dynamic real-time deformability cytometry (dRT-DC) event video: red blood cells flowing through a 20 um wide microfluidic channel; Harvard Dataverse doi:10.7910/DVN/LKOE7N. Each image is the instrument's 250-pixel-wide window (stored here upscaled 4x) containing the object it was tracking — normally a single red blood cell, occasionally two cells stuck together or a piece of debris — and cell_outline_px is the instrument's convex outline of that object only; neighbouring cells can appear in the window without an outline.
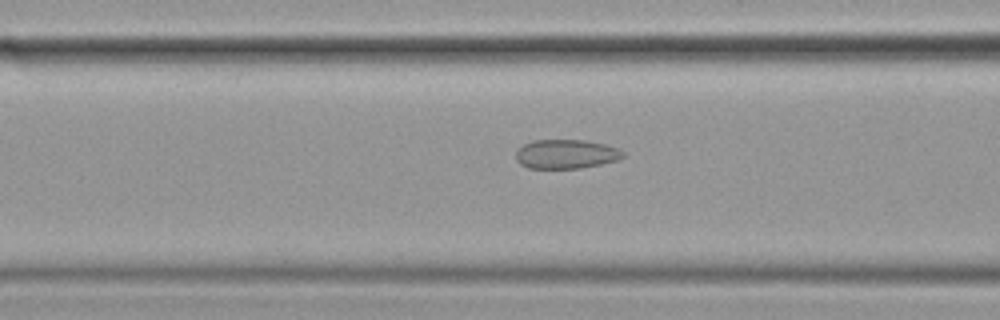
{"species": "common noctule bat (a hibernating species)", "species_latin": "Nyctalus noctula", "temperature_condition": "cold", "stored_images_in_passage": 40, "camera_frame_rate_fps": 3000, "um_per_image_px": 0.085, "animal": {"sex": "female", "body_mass_g": 19.9}, "frame": {"image": 1, "passage_image": 15, "time_ms": 4.667, "image_size_px": [1000, 320], "cell_outline_px": [[624, 156], [616, 160], [600, 164], [580, 168], [528, 168], [520, 164], [516, 160], [516, 148], [532, 140], [584, 140], [604, 144], [616, 148], [624, 152]], "centroid_in_image_um": [48.06, 13.09], "position_along_channel_um": 118.5, "area_um2": 18.15}}
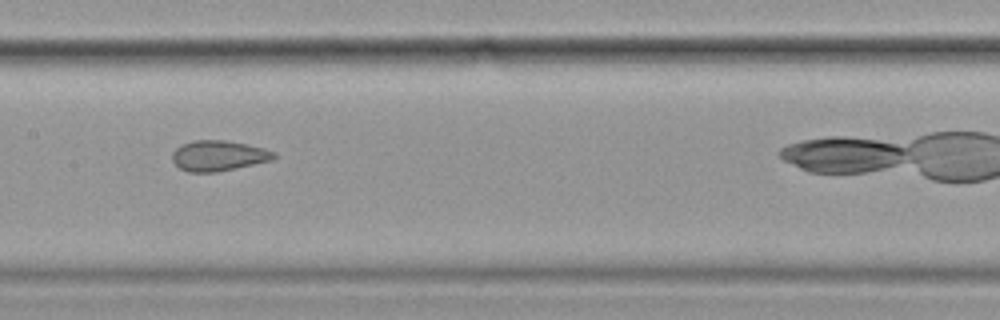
{"frame": {"image": 2, "passage_image": 21, "time_ms": 6.667, "image_size_px": [1000, 320], "cell_outline_px": [[276, 156], [272, 160], [216, 172], [188, 172], [180, 168], [172, 160], [172, 152], [180, 144], [192, 140], [224, 140], [264, 148], [276, 152]], "centroid_in_image_um": [18.54, 13.23], "position_along_channel_um": 188.9, "area_um2": 17.98}}
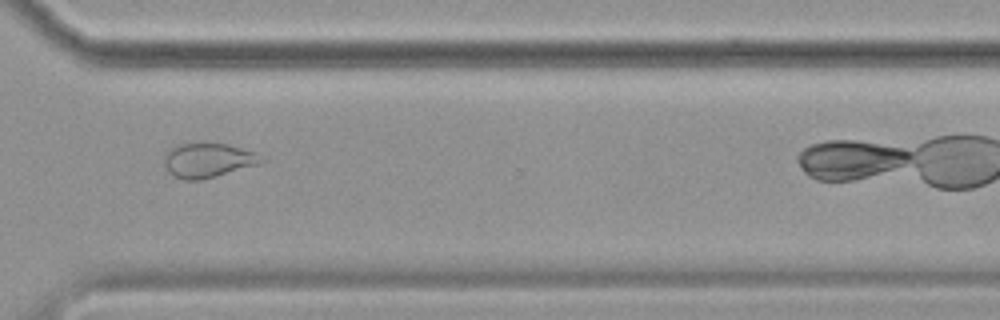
{"frame": {"image": 3, "passage_image": 35, "time_ms": 11.333, "image_size_px": [1000, 320], "cell_outline_px": [[264, 160], [260, 164], [216, 176], [200, 180], [184, 180], [168, 172], [164, 164], [164, 152], [168, 148], [176, 144], [208, 140], [228, 144], [256, 152]], "centroid_in_image_um": [17.64, 13.57], "position_along_channel_um": 353.0, "area_um2": 20.23}}